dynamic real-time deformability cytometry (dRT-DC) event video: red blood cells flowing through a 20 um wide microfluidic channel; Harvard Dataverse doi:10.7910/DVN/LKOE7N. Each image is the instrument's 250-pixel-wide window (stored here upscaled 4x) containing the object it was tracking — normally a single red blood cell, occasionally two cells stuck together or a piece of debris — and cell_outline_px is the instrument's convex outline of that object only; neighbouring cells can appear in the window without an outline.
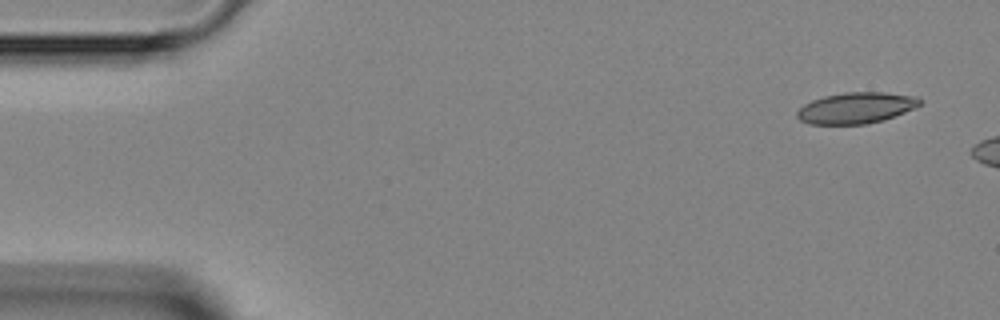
{"species": "Egyptian fruit bat (a non-hibernating species)", "species_latin": "Rousettus aegyptiacus", "temperature_condition": "room temperature", "stored_images_in_passage": 3, "camera_frame_rate_fps": 3000, "um_per_image_px": 0.085, "animal": {"sex": "female"}, "frame": {"image": 1, "passage_image": 1, "time_ms": 0.0, "image_size_px": [1000, 320], "cell_outline_px": [[924, 100], [916, 108], [884, 120], [868, 124], [808, 124], [800, 120], [796, 116], [796, 112], [804, 104], [812, 100], [824, 96], [844, 92], [884, 92], [916, 96]], "centroid_in_image_um": [72.79, 9.17], "position_along_channel_um": 12.2, "area_um2": 22.48}}